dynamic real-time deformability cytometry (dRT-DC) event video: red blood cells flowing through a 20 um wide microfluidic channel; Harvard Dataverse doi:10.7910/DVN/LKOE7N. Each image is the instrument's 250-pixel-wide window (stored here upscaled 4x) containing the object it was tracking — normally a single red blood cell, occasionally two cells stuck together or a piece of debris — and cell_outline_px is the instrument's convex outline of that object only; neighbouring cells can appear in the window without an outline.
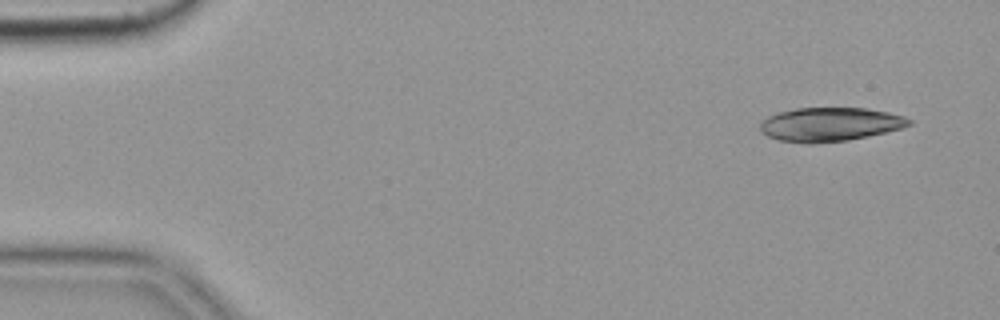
{"species": "common noctule bat (a hibernating species)", "species_latin": "Nyctalus noctula", "temperature_condition": "cold", "stored_images_in_passage": 54, "camera_frame_rate_fps": 3000, "um_per_image_px": 0.085, "animal": {"sex": "female", "body_mass_g": 19.9}, "frame": {"image": 1, "passage_image": 3, "time_ms": 0.667, "image_size_px": [1000, 320], "cell_outline_px": [[912, 124], [900, 128], [868, 136], [848, 140], [808, 144], [780, 140], [768, 136], [760, 132], [760, 124], [768, 116], [780, 112], [796, 108], [864, 108], [888, 112], [904, 116], [912, 120]], "centroid_in_image_um": [70.54, 10.57], "position_along_channel_um": 14.5, "area_um2": 29.19}}
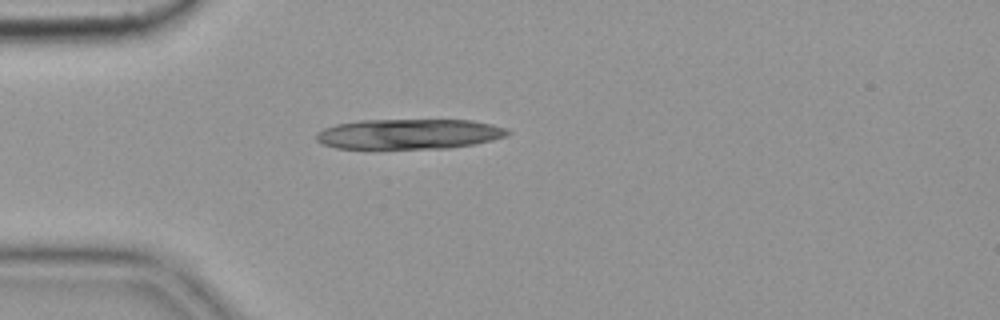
{"frame": {"image": 2, "passage_image": 14, "time_ms": 4.333, "image_size_px": [1000, 320], "cell_outline_px": [[512, 132], [504, 136], [492, 140], [476, 144], [448, 148], [336, 148], [320, 144], [316, 140], [316, 132], [324, 128], [336, 124], [360, 120], [472, 120], [492, 124], [504, 128]], "centroid_in_image_um": [34.74, 11.39], "position_along_channel_um": 50.3, "area_um2": 33.64}}